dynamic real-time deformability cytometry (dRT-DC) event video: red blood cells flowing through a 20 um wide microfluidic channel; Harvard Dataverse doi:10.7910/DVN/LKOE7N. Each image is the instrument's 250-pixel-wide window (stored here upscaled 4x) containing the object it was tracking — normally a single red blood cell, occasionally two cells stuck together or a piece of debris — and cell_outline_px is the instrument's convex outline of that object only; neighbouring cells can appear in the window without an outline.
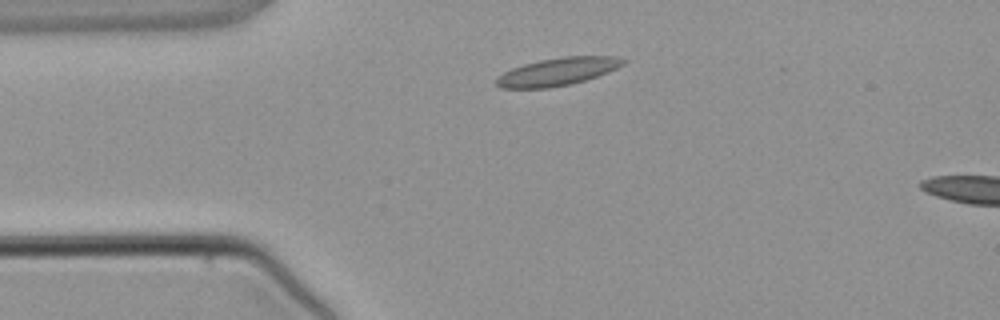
{"species": "common noctule bat (a hibernating species)", "species_latin": "Nyctalus noctula", "temperature_condition": "warm", "stored_images_in_passage": 3, "camera_frame_rate_fps": 3000, "um_per_image_px": 0.085, "animal": {"sex": "male", "body_mass_g": 21.5, "forearm_length_mm": 52.0}, "frame": {"image": 1, "passage_image": 3, "time_ms": 2.333, "image_size_px": [1000, 320], "cell_outline_px": [[628, 60], [624, 64], [608, 72], [572, 84], [548, 88], [500, 88], [496, 84], [496, 76], [512, 68], [524, 64], [540, 60], [564, 56], [616, 56]], "centroid_in_image_um": [47.39, 6.09], "position_along_channel_um": 37.6, "area_um2": 20.52}}